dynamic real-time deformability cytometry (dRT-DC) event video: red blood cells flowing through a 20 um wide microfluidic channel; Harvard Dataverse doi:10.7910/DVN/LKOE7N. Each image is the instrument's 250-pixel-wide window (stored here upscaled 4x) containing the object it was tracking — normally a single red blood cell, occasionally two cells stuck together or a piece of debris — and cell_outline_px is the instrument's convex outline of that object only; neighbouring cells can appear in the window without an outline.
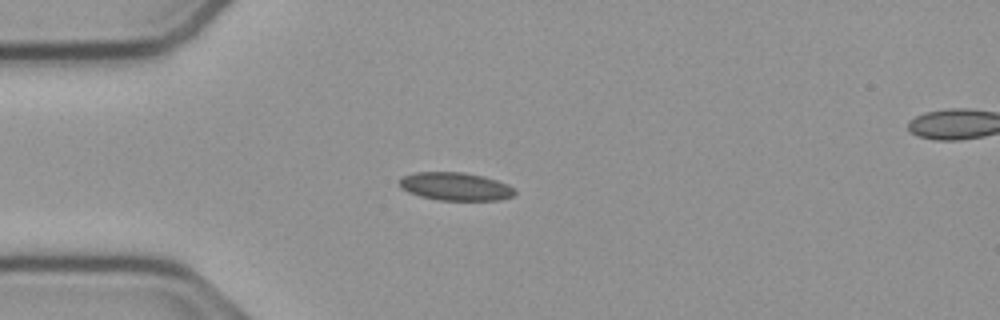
{"species": "common noctule bat (a hibernating species)", "species_latin": "Nyctalus noctula", "temperature_condition": "cold", "stored_images_in_passage": 13, "camera_frame_rate_fps": 3000, "um_per_image_px": 0.085, "animal": {"sex": "male", "body_mass_g": 23.1, "forearm_length_mm": 52.7}, "frame": {"image": 1, "passage_image": 6, "time_ms": 1.667, "image_size_px": [1000, 320], "cell_outline_px": [[516, 192], [512, 196], [500, 200], [440, 200], [420, 196], [408, 192], [400, 188], [400, 180], [404, 176], [416, 172], [464, 172], [484, 176], [508, 184]], "centroid_in_image_um": [38.71, 15.85], "position_along_channel_um": 46.3, "area_um2": 18.79}}
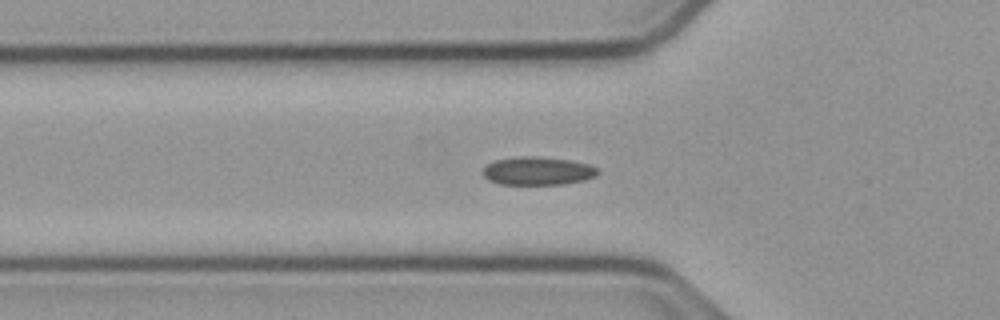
{"frame": {"image": 2, "passage_image": 10, "time_ms": 3.0, "image_size_px": [1000, 320], "cell_outline_px": [[600, 172], [596, 176], [584, 180], [564, 184], [500, 184], [488, 180], [480, 172], [488, 164], [496, 160], [568, 160], [588, 164], [596, 168]], "centroid_in_image_um": [45.73, 14.61], "position_along_channel_um": 80.1, "area_um2": 17.57}}
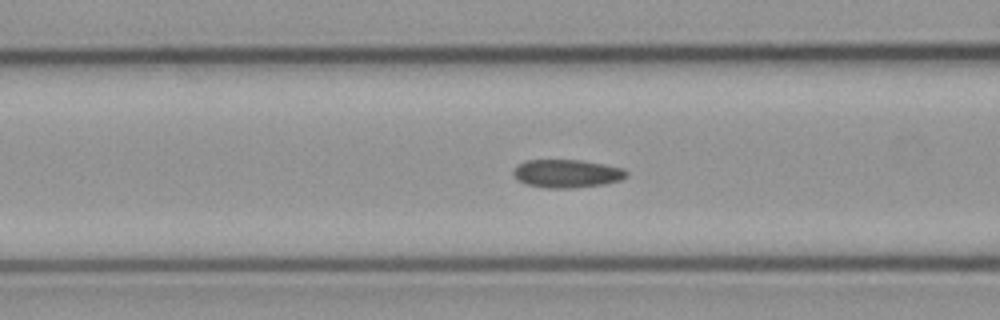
{"frame": {"image": 3, "passage_image": 13, "time_ms": 4.0, "image_size_px": [1000, 320], "cell_outline_px": [[628, 176], [620, 180], [604, 184], [572, 188], [548, 188], [524, 184], [516, 180], [512, 172], [516, 164], [524, 160], [584, 160], [624, 168], [628, 172]], "centroid_in_image_um": [48.15, 14.74], "position_along_channel_um": 118.4, "area_um2": 18.9}}